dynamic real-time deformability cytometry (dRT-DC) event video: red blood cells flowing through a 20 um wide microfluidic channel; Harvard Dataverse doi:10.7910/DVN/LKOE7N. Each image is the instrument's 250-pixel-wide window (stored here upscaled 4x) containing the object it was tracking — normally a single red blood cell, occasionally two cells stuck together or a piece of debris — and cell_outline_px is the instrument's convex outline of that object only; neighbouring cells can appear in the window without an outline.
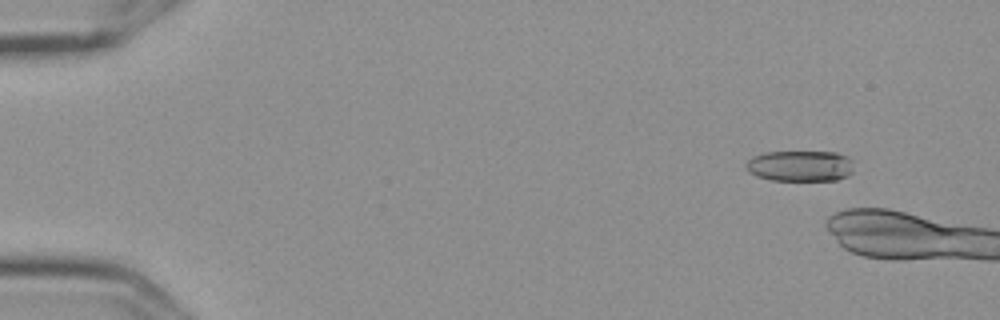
{"species": "Egyptian fruit bat (a non-hibernating species)", "species_latin": "Rousettus aegyptiacus", "temperature_condition": "cold", "stored_images_in_passage": 5, "camera_frame_rate_fps": 3000, "um_per_image_px": 0.085, "frame": {"image": 1, "passage_image": 1, "time_ms": 0.0, "image_size_px": [1000, 320], "cell_outline_px": [[856, 172], [848, 176], [836, 180], [772, 180], [756, 176], [748, 172], [744, 168], [744, 164], [752, 156], [764, 152], [836, 152], [848, 156], [852, 160]], "centroid_in_image_um": [68.04, 14.1], "position_along_channel_um": 17.0, "area_um2": 19.88}}
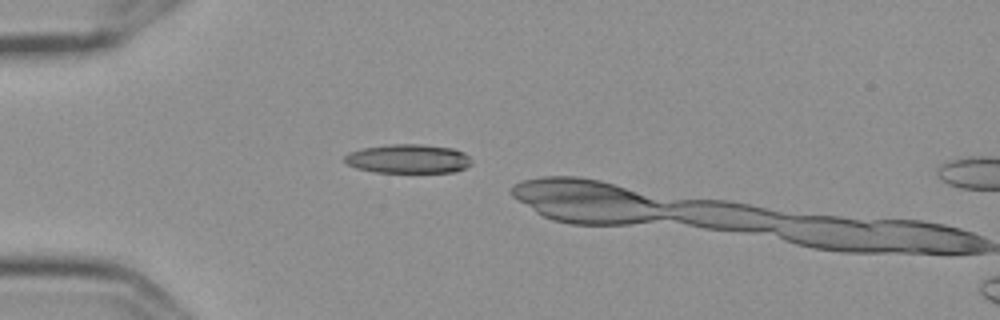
{"frame": {"image": 2, "passage_image": 4, "time_ms": 1.0, "image_size_px": [1000, 320], "cell_outline_px": [[472, 164], [456, 172], [372, 172], [356, 168], [348, 164], [344, 160], [344, 156], [348, 152], [364, 148], [388, 144], [420, 144], [452, 148], [464, 152], [472, 160]], "centroid_in_image_um": [34.7, 13.5], "position_along_channel_um": 50.3, "area_um2": 21.56}}